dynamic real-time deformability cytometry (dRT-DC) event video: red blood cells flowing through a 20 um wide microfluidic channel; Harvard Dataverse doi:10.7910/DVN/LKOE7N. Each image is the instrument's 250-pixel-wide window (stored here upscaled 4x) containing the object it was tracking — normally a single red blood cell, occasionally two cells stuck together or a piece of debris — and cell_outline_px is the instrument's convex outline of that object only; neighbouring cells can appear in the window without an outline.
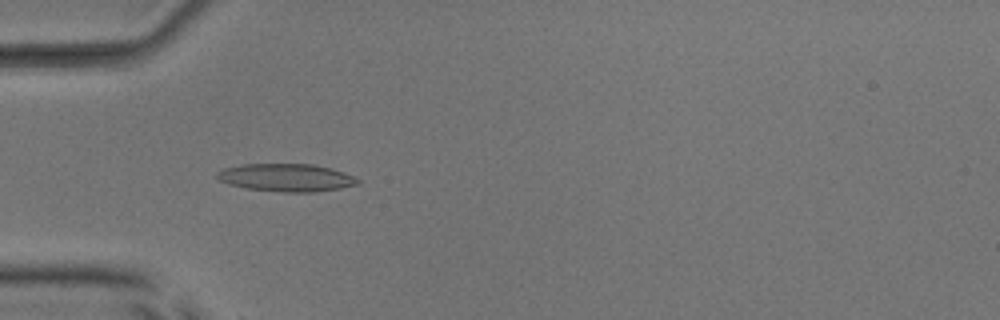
{"species": "common noctule bat (a hibernating species)", "species_latin": "Nyctalus noctula", "temperature_condition": "room temperature", "stored_images_in_passage": 52, "camera_frame_rate_fps": 3000, "um_per_image_px": 0.085, "animal": {"sex": "male", "body_mass_g": 17.9, "forearm_length_mm": 54.2}, "frame": {"image": 1, "passage_image": 17, "time_ms": 5.333, "image_size_px": [1000, 320], "cell_outline_px": [[360, 184], [340, 188], [312, 192], [284, 192], [244, 188], [228, 184], [220, 180], [216, 176], [216, 172], [224, 168], [244, 164], [312, 164], [332, 168], [344, 172], [360, 180]], "centroid_in_image_um": [24.33, 15.09], "position_along_channel_um": 60.7, "area_um2": 22.77}}
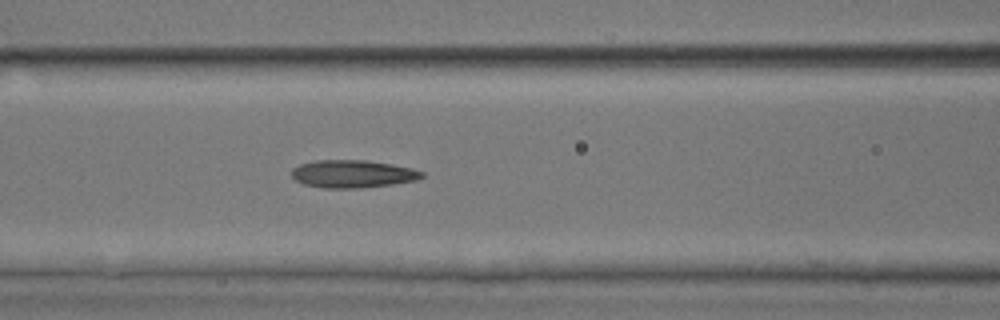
{"frame": {"image": 2, "passage_image": 23, "time_ms": 7.333, "image_size_px": [1000, 320], "cell_outline_px": [[424, 176], [416, 180], [392, 184], [360, 188], [324, 188], [304, 184], [296, 180], [292, 176], [292, 168], [300, 164], [316, 160], [368, 160], [392, 164], [412, 168], [424, 172]], "centroid_in_image_um": [29.98, 14.77], "position_along_channel_um": 136.6, "area_um2": 21.04}}
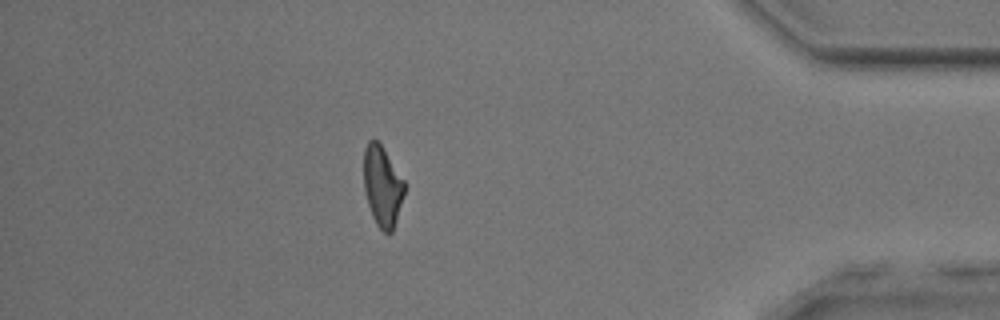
{"frame": {"image": 3, "passage_image": 46, "time_ms": 15.0, "image_size_px": [1000, 320], "cell_outline_px": [[404, 196], [392, 232], [388, 236], [376, 224], [372, 216], [368, 204], [364, 188], [364, 148], [368, 140], [372, 136], [380, 144], [404, 180]], "centroid_in_image_um": [32.49, 15.83], "position_along_channel_um": 402.7, "area_um2": 19.02}, "authors_computed_cell_mechanics": {"area_um2": 20.6924, "velocity_mm_per_s": 3.9878, "shape_relaxation_time_tau1_ms": null, "shape_relaxation_time_tau2_ms": 2.8364, "deformation_change_tau1": null, "deformation_change_tau2": 0.1301}}